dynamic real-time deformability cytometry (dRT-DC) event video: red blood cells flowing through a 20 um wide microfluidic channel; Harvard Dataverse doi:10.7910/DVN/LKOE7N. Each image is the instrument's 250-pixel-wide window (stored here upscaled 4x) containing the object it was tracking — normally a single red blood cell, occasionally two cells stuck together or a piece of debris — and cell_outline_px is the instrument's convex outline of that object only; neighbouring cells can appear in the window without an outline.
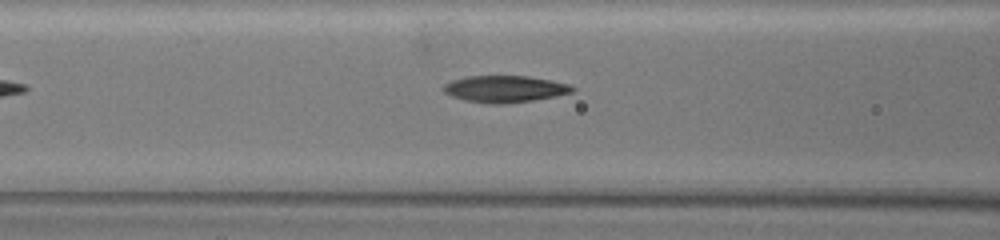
{"species": "common noctule bat (a hibernating species)", "species_latin": "Nyctalus noctula", "temperature_condition": "warm", "stored_images_in_passage": 38, "camera_frame_rate_fps": 3000, "um_per_image_px": 0.085, "animal": {"sex": "female", "body_mass_g": 19.5, "forearm_length_mm": 54.1}, "frame": {"image": 1, "passage_image": 7, "time_ms": 2.0, "image_size_px": [1000, 240], "cell_outline_px": [[576, 92], [556, 96], [532, 100], [504, 104], [488, 104], [464, 100], [452, 96], [444, 92], [440, 88], [444, 84], [452, 80], [468, 76], [528, 76], [552, 80], [568, 84], [576, 88]], "centroid_in_image_um": [42.91, 7.56], "position_along_channel_um": 123.7, "area_um2": 20.29}}
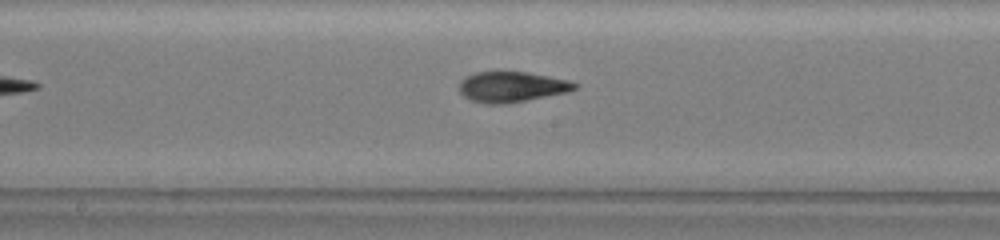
{"frame": {"image": 2, "passage_image": 15, "time_ms": 4.667, "image_size_px": [1000, 240], "cell_outline_px": [[580, 84], [576, 88], [568, 92], [504, 104], [484, 104], [472, 100], [464, 96], [460, 92], [460, 80], [464, 76], [476, 72], [528, 72], [568, 80]], "centroid_in_image_um": [43.49, 7.38], "position_along_channel_um": 204.7, "area_um2": 20.46}}
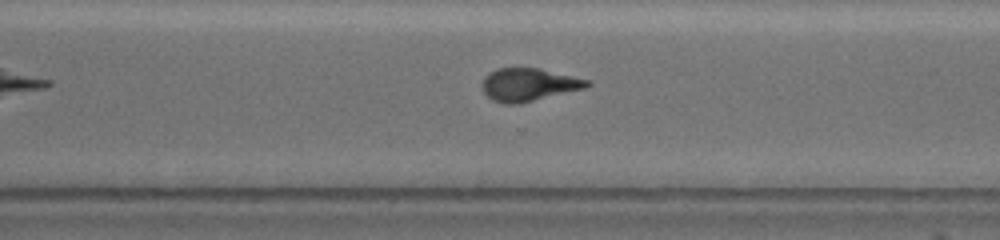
{"frame": {"image": 3, "passage_image": 27, "time_ms": 8.667, "image_size_px": [1000, 240], "cell_outline_px": [[592, 84], [584, 88], [520, 104], [504, 104], [492, 100], [484, 92], [484, 76], [488, 72], [496, 68], [540, 68], [588, 80]], "centroid_in_image_um": [44.92, 7.19], "position_along_channel_um": 325.7, "area_um2": 19.94}}